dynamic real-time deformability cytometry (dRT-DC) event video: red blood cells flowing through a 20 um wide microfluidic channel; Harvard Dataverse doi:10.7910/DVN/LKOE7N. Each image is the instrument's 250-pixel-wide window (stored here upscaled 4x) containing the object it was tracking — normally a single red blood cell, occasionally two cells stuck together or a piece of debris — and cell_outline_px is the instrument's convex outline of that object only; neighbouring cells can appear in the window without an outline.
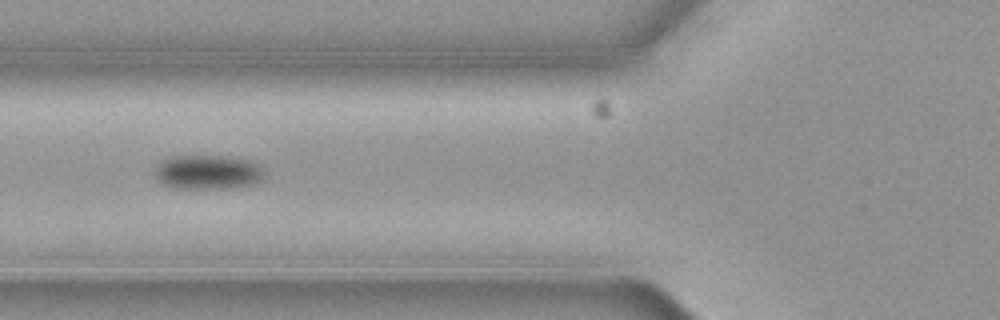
{"species": "common noctule bat (a hibernating species)", "species_latin": "Nyctalus noctula", "temperature_condition": "cold", "stored_images_in_passage": 13, "camera_frame_rate_fps": 3000, "um_per_image_px": 0.085, "animal": {"sex": "female", "body_mass_g": 19.3, "forearm_length_mm": 54.1}, "frame": {"image": 1, "passage_image": 3, "time_ms": 0.667, "image_size_px": [1000, 320], "cell_outline_px": [[264, 180], [252, 184], [228, 188], [172, 188], [160, 184], [152, 176], [152, 168], [160, 160], [172, 156], [228, 156], [252, 160], [260, 164], [264, 168]], "centroid_in_image_um": [17.61, 14.62], "position_along_channel_um": 108.2, "area_um2": 22.77}}
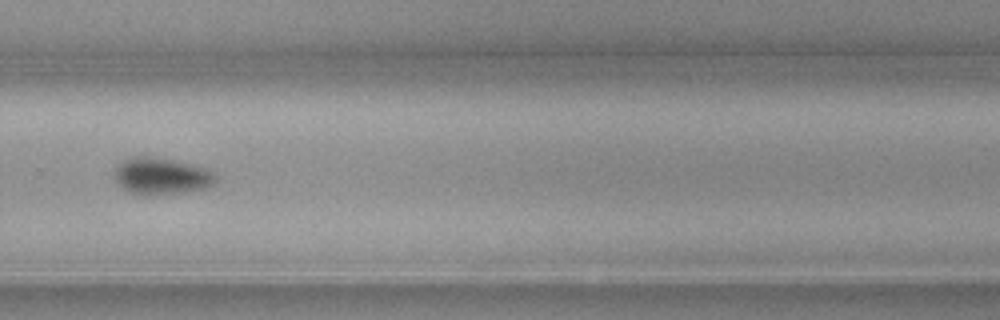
{"frame": {"image": 2, "passage_image": 8, "time_ms": 2.333, "image_size_px": [1000, 320], "cell_outline_px": [[216, 180], [212, 184], [204, 188], [180, 192], [152, 196], [132, 192], [124, 188], [112, 176], [116, 164], [132, 156], [148, 156], [172, 160], [192, 164], [208, 168], [216, 176]], "centroid_in_image_um": [13.68, 14.95], "position_along_channel_um": 316.1, "area_um2": 21.62}}
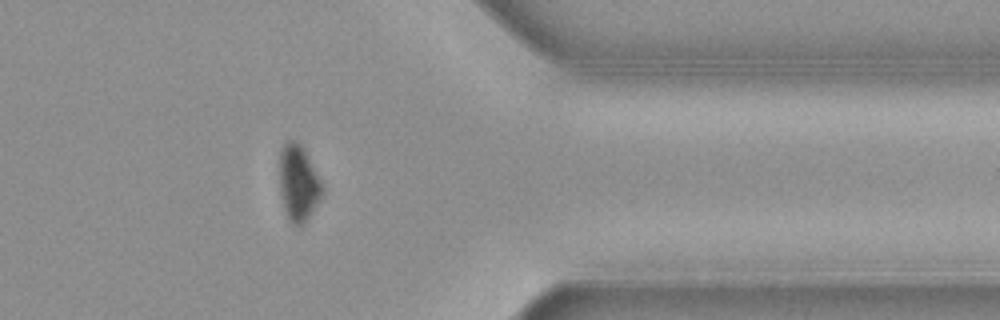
{"frame": {"image": 3, "passage_image": 10, "time_ms": 3.0, "image_size_px": [1000, 320], "cell_outline_px": [[324, 192], [304, 224], [292, 224], [288, 220], [284, 208], [280, 192], [280, 148], [288, 140], [296, 140], [304, 148], [324, 188]], "centroid_in_image_um": [25.36, 15.54], "position_along_channel_um": 386.0, "area_um2": 18.84}}